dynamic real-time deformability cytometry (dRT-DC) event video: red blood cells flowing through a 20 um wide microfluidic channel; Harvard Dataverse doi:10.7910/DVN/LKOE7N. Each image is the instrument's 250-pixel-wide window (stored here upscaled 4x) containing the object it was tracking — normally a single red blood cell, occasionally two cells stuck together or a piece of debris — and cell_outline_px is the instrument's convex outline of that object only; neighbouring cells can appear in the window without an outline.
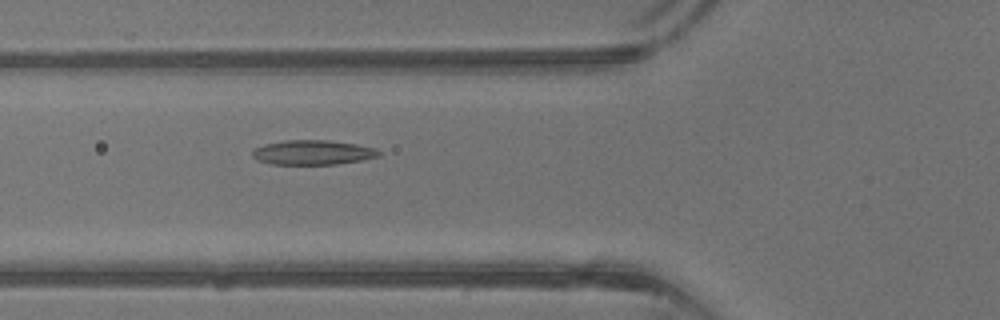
{"species": "common noctule bat (a hibernating species)", "species_latin": "Nyctalus noctula", "temperature_condition": "warm", "stored_images_in_passage": 30, "camera_frame_rate_fps": 3000, "um_per_image_px": 0.085, "animal": {"sex": "male", "body_mass_g": 13.3}, "frame": {"image": 1, "passage_image": 4, "time_ms": 1.0, "image_size_px": [1000, 320], "cell_outline_px": [[380, 156], [360, 160], [336, 164], [272, 164], [256, 160], [252, 156], [252, 152], [256, 148], [264, 144], [284, 140], [328, 140], [356, 144], [376, 148], [380, 152]], "centroid_in_image_um": [26.57, 12.95], "position_along_channel_um": 99.2, "area_um2": 18.09}}
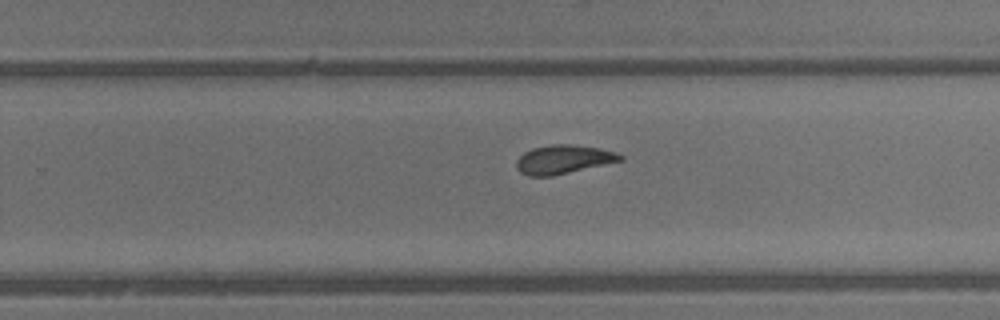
{"frame": {"image": 2, "passage_image": 15, "time_ms": 4.667, "image_size_px": [1000, 320], "cell_outline_px": [[624, 160], [552, 176], [528, 176], [520, 172], [516, 168], [516, 160], [524, 152], [532, 148], [552, 144], [568, 144], [596, 148], [616, 152], [624, 156]], "centroid_in_image_um": [47.86, 13.55], "position_along_channel_um": 281.9, "area_um2": 17.34}}
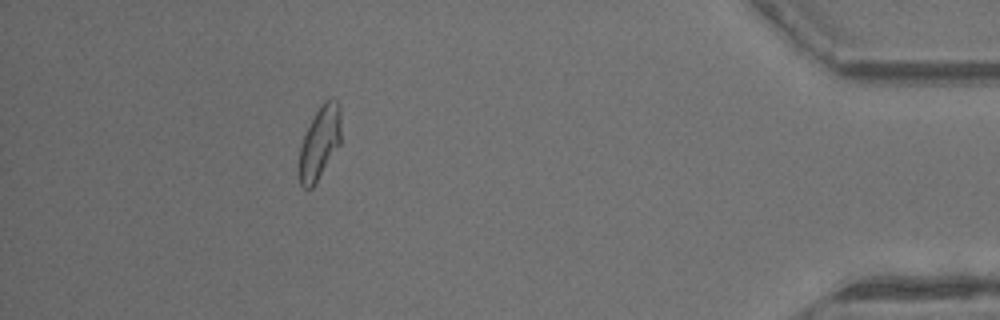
{"frame": {"image": 3, "passage_image": 26, "time_ms": 8.333, "image_size_px": [1000, 320], "cell_outline_px": [[340, 144], [312, 188], [304, 188], [300, 184], [296, 172], [300, 148], [304, 132], [320, 104], [324, 100], [332, 96], [336, 100], [340, 108]], "centroid_in_image_um": [27.13, 12.12], "position_along_channel_um": 408.1, "area_um2": 18.21}, "authors_computed_cell_mechanics": {"area_um2": 17.7157, "velocity_mm_per_s": 4.9738, "shape_relaxation_time_tau1_ms": 4.2411, "shape_relaxation_time_tau2_ms": 1.5929, "deformation_change_tau1": 0.154, "deformation_change_tau2": 0.0781}}